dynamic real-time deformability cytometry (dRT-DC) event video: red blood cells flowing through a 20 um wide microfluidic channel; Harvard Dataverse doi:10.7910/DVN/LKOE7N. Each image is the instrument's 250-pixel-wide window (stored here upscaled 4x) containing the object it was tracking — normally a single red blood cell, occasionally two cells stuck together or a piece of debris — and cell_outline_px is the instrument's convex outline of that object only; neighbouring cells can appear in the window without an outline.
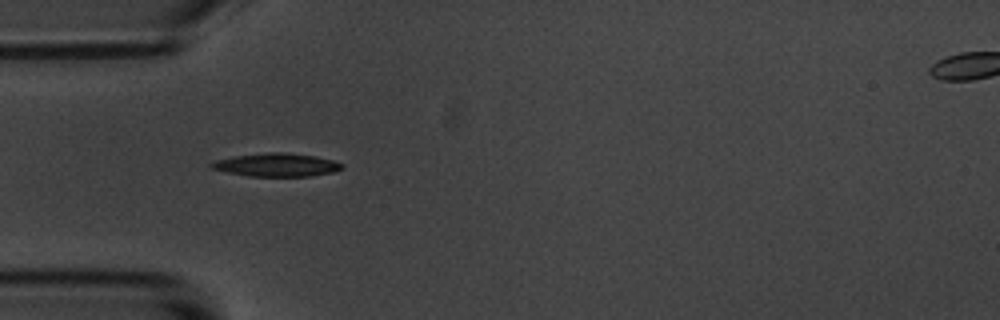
{"species": "common noctule bat (a hibernating species)", "species_latin": "Nyctalus noctula", "temperature_condition": "room temperature", "stored_images_in_passage": 11, "camera_frame_rate_fps": 3000, "um_per_image_px": 0.085, "animal": {"sex": "male", "body_mass_g": 20.1, "forearm_length_mm": 53.5}, "frame": {"image": 1, "passage_image": 1, "time_ms": 0.0, "image_size_px": [1000, 320], "cell_outline_px": [[344, 168], [336, 172], [312, 176], [248, 176], [228, 172], [212, 168], [208, 164], [216, 160], [232, 156], [268, 152], [284, 152], [316, 156], [332, 160], [344, 164]], "centroid_in_image_um": [23.55, 14.01], "position_along_channel_um": 61.4, "area_um2": 17.8}}
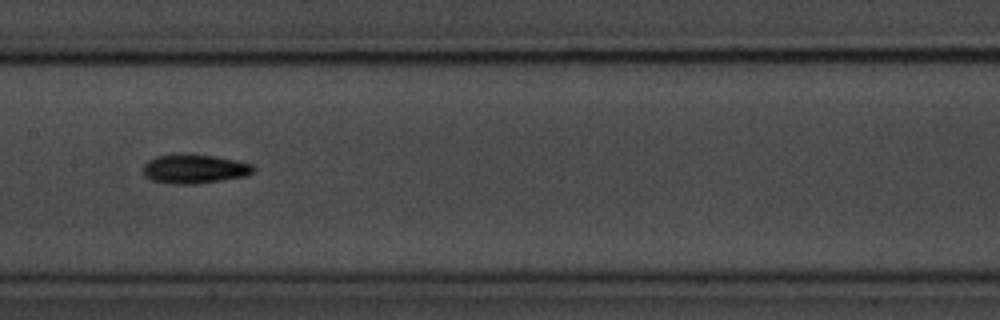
{"frame": {"image": 2, "passage_image": 4, "time_ms": 3.667, "image_size_px": [1000, 320], "cell_outline_px": [[256, 168], [248, 176], [196, 184], [164, 184], [152, 180], [144, 176], [144, 164], [148, 160], [156, 156], [172, 152], [184, 152], [212, 156], [252, 164]], "centroid_in_image_um": [16.47, 14.34], "position_along_channel_um": 190.9, "area_um2": 19.19}}
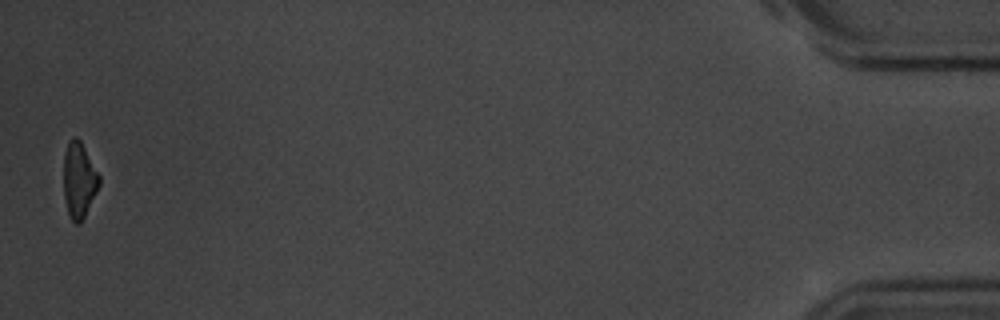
{"frame": {"image": 3, "passage_image": 11, "time_ms": 13.0, "image_size_px": [1000, 320], "cell_outline_px": [[100, 184], [80, 224], [76, 224], [72, 220], [68, 212], [64, 196], [64, 152], [68, 140], [72, 136], [76, 136], [80, 140], [100, 176]], "centroid_in_image_um": [6.71, 15.26], "position_along_channel_um": 428.5, "area_um2": 15.55}, "authors_computed_cell_mechanics": {"area_um2": 17.051, "velocity_mm_per_s": 3.5526, "shape_relaxation_time_tau1_ms": 2.6873, "shape_relaxation_time_tau2_ms": null, "deformation_change_tau1": 0.1238, "deformation_change_tau2": null}}